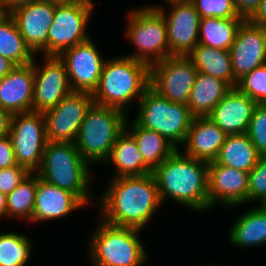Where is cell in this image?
I'll use <instances>...</instances> for the list:
<instances>
[{
	"instance_id": "obj_18",
	"label": "cell",
	"mask_w": 266,
	"mask_h": 266,
	"mask_svg": "<svg viewBox=\"0 0 266 266\" xmlns=\"http://www.w3.org/2000/svg\"><path fill=\"white\" fill-rule=\"evenodd\" d=\"M56 4L38 0L10 12L27 46L35 55L47 56V36L53 23Z\"/></svg>"
},
{
	"instance_id": "obj_31",
	"label": "cell",
	"mask_w": 266,
	"mask_h": 266,
	"mask_svg": "<svg viewBox=\"0 0 266 266\" xmlns=\"http://www.w3.org/2000/svg\"><path fill=\"white\" fill-rule=\"evenodd\" d=\"M38 175L30 173L7 195V219L31 220L34 211Z\"/></svg>"
},
{
	"instance_id": "obj_35",
	"label": "cell",
	"mask_w": 266,
	"mask_h": 266,
	"mask_svg": "<svg viewBox=\"0 0 266 266\" xmlns=\"http://www.w3.org/2000/svg\"><path fill=\"white\" fill-rule=\"evenodd\" d=\"M248 137L260 156L266 155V104L255 106L247 130Z\"/></svg>"
},
{
	"instance_id": "obj_13",
	"label": "cell",
	"mask_w": 266,
	"mask_h": 266,
	"mask_svg": "<svg viewBox=\"0 0 266 266\" xmlns=\"http://www.w3.org/2000/svg\"><path fill=\"white\" fill-rule=\"evenodd\" d=\"M37 56L32 62L34 72L33 111L44 113L56 107L73 90L69 83L65 64L59 56H43L42 63L37 62Z\"/></svg>"
},
{
	"instance_id": "obj_23",
	"label": "cell",
	"mask_w": 266,
	"mask_h": 266,
	"mask_svg": "<svg viewBox=\"0 0 266 266\" xmlns=\"http://www.w3.org/2000/svg\"><path fill=\"white\" fill-rule=\"evenodd\" d=\"M228 240L238 249L266 245V212L256 205L239 214L230 227Z\"/></svg>"
},
{
	"instance_id": "obj_27",
	"label": "cell",
	"mask_w": 266,
	"mask_h": 266,
	"mask_svg": "<svg viewBox=\"0 0 266 266\" xmlns=\"http://www.w3.org/2000/svg\"><path fill=\"white\" fill-rule=\"evenodd\" d=\"M187 56L193 61L197 72L224 80L231 88H235L237 81L228 50L198 44Z\"/></svg>"
},
{
	"instance_id": "obj_48",
	"label": "cell",
	"mask_w": 266,
	"mask_h": 266,
	"mask_svg": "<svg viewBox=\"0 0 266 266\" xmlns=\"http://www.w3.org/2000/svg\"><path fill=\"white\" fill-rule=\"evenodd\" d=\"M263 211L266 212V197L261 201V202H258L257 204Z\"/></svg>"
},
{
	"instance_id": "obj_29",
	"label": "cell",
	"mask_w": 266,
	"mask_h": 266,
	"mask_svg": "<svg viewBox=\"0 0 266 266\" xmlns=\"http://www.w3.org/2000/svg\"><path fill=\"white\" fill-rule=\"evenodd\" d=\"M243 21L242 18H201L199 44L229 51Z\"/></svg>"
},
{
	"instance_id": "obj_9",
	"label": "cell",
	"mask_w": 266,
	"mask_h": 266,
	"mask_svg": "<svg viewBox=\"0 0 266 266\" xmlns=\"http://www.w3.org/2000/svg\"><path fill=\"white\" fill-rule=\"evenodd\" d=\"M92 1L56 4L54 20L47 36V56H59L65 50L91 38L86 30L95 8Z\"/></svg>"
},
{
	"instance_id": "obj_16",
	"label": "cell",
	"mask_w": 266,
	"mask_h": 266,
	"mask_svg": "<svg viewBox=\"0 0 266 266\" xmlns=\"http://www.w3.org/2000/svg\"><path fill=\"white\" fill-rule=\"evenodd\" d=\"M249 173L216 163H208L209 210L227 209L248 203Z\"/></svg>"
},
{
	"instance_id": "obj_24",
	"label": "cell",
	"mask_w": 266,
	"mask_h": 266,
	"mask_svg": "<svg viewBox=\"0 0 266 266\" xmlns=\"http://www.w3.org/2000/svg\"><path fill=\"white\" fill-rule=\"evenodd\" d=\"M106 163L114 165L111 178L143 176L151 173L144 165L143 155L133 136L124 129L117 137Z\"/></svg>"
},
{
	"instance_id": "obj_33",
	"label": "cell",
	"mask_w": 266,
	"mask_h": 266,
	"mask_svg": "<svg viewBox=\"0 0 266 266\" xmlns=\"http://www.w3.org/2000/svg\"><path fill=\"white\" fill-rule=\"evenodd\" d=\"M235 88L258 104H266V64L254 68L239 79Z\"/></svg>"
},
{
	"instance_id": "obj_1",
	"label": "cell",
	"mask_w": 266,
	"mask_h": 266,
	"mask_svg": "<svg viewBox=\"0 0 266 266\" xmlns=\"http://www.w3.org/2000/svg\"><path fill=\"white\" fill-rule=\"evenodd\" d=\"M106 187L95 201L99 218L111 225L142 230L162 205L152 172L112 178Z\"/></svg>"
},
{
	"instance_id": "obj_8",
	"label": "cell",
	"mask_w": 266,
	"mask_h": 266,
	"mask_svg": "<svg viewBox=\"0 0 266 266\" xmlns=\"http://www.w3.org/2000/svg\"><path fill=\"white\" fill-rule=\"evenodd\" d=\"M129 11L125 35L136 51L124 56L149 66L170 57L166 22L162 13L146 5Z\"/></svg>"
},
{
	"instance_id": "obj_41",
	"label": "cell",
	"mask_w": 266,
	"mask_h": 266,
	"mask_svg": "<svg viewBox=\"0 0 266 266\" xmlns=\"http://www.w3.org/2000/svg\"><path fill=\"white\" fill-rule=\"evenodd\" d=\"M250 23L266 27V0H261L257 10L248 19Z\"/></svg>"
},
{
	"instance_id": "obj_19",
	"label": "cell",
	"mask_w": 266,
	"mask_h": 266,
	"mask_svg": "<svg viewBox=\"0 0 266 266\" xmlns=\"http://www.w3.org/2000/svg\"><path fill=\"white\" fill-rule=\"evenodd\" d=\"M85 206L74 193L52 185L38 176L34 211L29 223L61 219Z\"/></svg>"
},
{
	"instance_id": "obj_22",
	"label": "cell",
	"mask_w": 266,
	"mask_h": 266,
	"mask_svg": "<svg viewBox=\"0 0 266 266\" xmlns=\"http://www.w3.org/2000/svg\"><path fill=\"white\" fill-rule=\"evenodd\" d=\"M227 134L209 117H193L184 143L186 156L205 162L214 161Z\"/></svg>"
},
{
	"instance_id": "obj_43",
	"label": "cell",
	"mask_w": 266,
	"mask_h": 266,
	"mask_svg": "<svg viewBox=\"0 0 266 266\" xmlns=\"http://www.w3.org/2000/svg\"><path fill=\"white\" fill-rule=\"evenodd\" d=\"M35 1H38V0H7L5 2V6L8 12L10 13L11 11H13L14 9L20 6L30 4L31 2H35Z\"/></svg>"
},
{
	"instance_id": "obj_45",
	"label": "cell",
	"mask_w": 266,
	"mask_h": 266,
	"mask_svg": "<svg viewBox=\"0 0 266 266\" xmlns=\"http://www.w3.org/2000/svg\"><path fill=\"white\" fill-rule=\"evenodd\" d=\"M10 13L6 9L5 3L0 2V22L5 19Z\"/></svg>"
},
{
	"instance_id": "obj_32",
	"label": "cell",
	"mask_w": 266,
	"mask_h": 266,
	"mask_svg": "<svg viewBox=\"0 0 266 266\" xmlns=\"http://www.w3.org/2000/svg\"><path fill=\"white\" fill-rule=\"evenodd\" d=\"M32 248V240L25 234L0 233V266H26Z\"/></svg>"
},
{
	"instance_id": "obj_38",
	"label": "cell",
	"mask_w": 266,
	"mask_h": 266,
	"mask_svg": "<svg viewBox=\"0 0 266 266\" xmlns=\"http://www.w3.org/2000/svg\"><path fill=\"white\" fill-rule=\"evenodd\" d=\"M18 165L10 136L0 138V169Z\"/></svg>"
},
{
	"instance_id": "obj_26",
	"label": "cell",
	"mask_w": 266,
	"mask_h": 266,
	"mask_svg": "<svg viewBox=\"0 0 266 266\" xmlns=\"http://www.w3.org/2000/svg\"><path fill=\"white\" fill-rule=\"evenodd\" d=\"M129 116L126 120L125 129L135 139L140 153L143 155L144 165L152 172L165 159H167L176 148L170 144L158 132L146 129L138 125Z\"/></svg>"
},
{
	"instance_id": "obj_15",
	"label": "cell",
	"mask_w": 266,
	"mask_h": 266,
	"mask_svg": "<svg viewBox=\"0 0 266 266\" xmlns=\"http://www.w3.org/2000/svg\"><path fill=\"white\" fill-rule=\"evenodd\" d=\"M162 13L166 22L167 41L171 56H187L199 44L201 17L192 2L169 6L147 5Z\"/></svg>"
},
{
	"instance_id": "obj_47",
	"label": "cell",
	"mask_w": 266,
	"mask_h": 266,
	"mask_svg": "<svg viewBox=\"0 0 266 266\" xmlns=\"http://www.w3.org/2000/svg\"><path fill=\"white\" fill-rule=\"evenodd\" d=\"M45 1H49L50 3L54 4H64V3H72L79 0H45Z\"/></svg>"
},
{
	"instance_id": "obj_42",
	"label": "cell",
	"mask_w": 266,
	"mask_h": 266,
	"mask_svg": "<svg viewBox=\"0 0 266 266\" xmlns=\"http://www.w3.org/2000/svg\"><path fill=\"white\" fill-rule=\"evenodd\" d=\"M16 66L14 62L0 55V79L10 73Z\"/></svg>"
},
{
	"instance_id": "obj_34",
	"label": "cell",
	"mask_w": 266,
	"mask_h": 266,
	"mask_svg": "<svg viewBox=\"0 0 266 266\" xmlns=\"http://www.w3.org/2000/svg\"><path fill=\"white\" fill-rule=\"evenodd\" d=\"M201 18H241L236 12L234 0H192Z\"/></svg>"
},
{
	"instance_id": "obj_3",
	"label": "cell",
	"mask_w": 266,
	"mask_h": 266,
	"mask_svg": "<svg viewBox=\"0 0 266 266\" xmlns=\"http://www.w3.org/2000/svg\"><path fill=\"white\" fill-rule=\"evenodd\" d=\"M150 86V66L127 56L106 59L93 102L114 107L127 115ZM137 99V100H136Z\"/></svg>"
},
{
	"instance_id": "obj_14",
	"label": "cell",
	"mask_w": 266,
	"mask_h": 266,
	"mask_svg": "<svg viewBox=\"0 0 266 266\" xmlns=\"http://www.w3.org/2000/svg\"><path fill=\"white\" fill-rule=\"evenodd\" d=\"M59 57L65 64L71 89L93 94L106 59L92 38L65 50Z\"/></svg>"
},
{
	"instance_id": "obj_12",
	"label": "cell",
	"mask_w": 266,
	"mask_h": 266,
	"mask_svg": "<svg viewBox=\"0 0 266 266\" xmlns=\"http://www.w3.org/2000/svg\"><path fill=\"white\" fill-rule=\"evenodd\" d=\"M91 93L72 91L44 112L47 141L75 142L86 112L93 104Z\"/></svg>"
},
{
	"instance_id": "obj_21",
	"label": "cell",
	"mask_w": 266,
	"mask_h": 266,
	"mask_svg": "<svg viewBox=\"0 0 266 266\" xmlns=\"http://www.w3.org/2000/svg\"><path fill=\"white\" fill-rule=\"evenodd\" d=\"M33 64L16 66L0 79V108L12 114L33 111Z\"/></svg>"
},
{
	"instance_id": "obj_2",
	"label": "cell",
	"mask_w": 266,
	"mask_h": 266,
	"mask_svg": "<svg viewBox=\"0 0 266 266\" xmlns=\"http://www.w3.org/2000/svg\"><path fill=\"white\" fill-rule=\"evenodd\" d=\"M176 149L152 173L163 204L168 198L194 212L209 211L208 162Z\"/></svg>"
},
{
	"instance_id": "obj_6",
	"label": "cell",
	"mask_w": 266,
	"mask_h": 266,
	"mask_svg": "<svg viewBox=\"0 0 266 266\" xmlns=\"http://www.w3.org/2000/svg\"><path fill=\"white\" fill-rule=\"evenodd\" d=\"M127 117L120 109L93 103L74 142L82 158L90 165L105 163L118 135L125 129Z\"/></svg>"
},
{
	"instance_id": "obj_4",
	"label": "cell",
	"mask_w": 266,
	"mask_h": 266,
	"mask_svg": "<svg viewBox=\"0 0 266 266\" xmlns=\"http://www.w3.org/2000/svg\"><path fill=\"white\" fill-rule=\"evenodd\" d=\"M90 168L74 142L47 141L36 174L44 181L74 193L87 207L96 198L90 190Z\"/></svg>"
},
{
	"instance_id": "obj_7",
	"label": "cell",
	"mask_w": 266,
	"mask_h": 266,
	"mask_svg": "<svg viewBox=\"0 0 266 266\" xmlns=\"http://www.w3.org/2000/svg\"><path fill=\"white\" fill-rule=\"evenodd\" d=\"M137 106L138 125L158 132L176 149L183 147L193 119L187 105L172 103L149 86Z\"/></svg>"
},
{
	"instance_id": "obj_25",
	"label": "cell",
	"mask_w": 266,
	"mask_h": 266,
	"mask_svg": "<svg viewBox=\"0 0 266 266\" xmlns=\"http://www.w3.org/2000/svg\"><path fill=\"white\" fill-rule=\"evenodd\" d=\"M231 89L224 80L197 72L187 103L191 115L193 117L208 116Z\"/></svg>"
},
{
	"instance_id": "obj_40",
	"label": "cell",
	"mask_w": 266,
	"mask_h": 266,
	"mask_svg": "<svg viewBox=\"0 0 266 266\" xmlns=\"http://www.w3.org/2000/svg\"><path fill=\"white\" fill-rule=\"evenodd\" d=\"M13 114L5 109L0 108V138L9 135Z\"/></svg>"
},
{
	"instance_id": "obj_11",
	"label": "cell",
	"mask_w": 266,
	"mask_h": 266,
	"mask_svg": "<svg viewBox=\"0 0 266 266\" xmlns=\"http://www.w3.org/2000/svg\"><path fill=\"white\" fill-rule=\"evenodd\" d=\"M196 75L188 56H171L150 66V86L170 102L187 105Z\"/></svg>"
},
{
	"instance_id": "obj_36",
	"label": "cell",
	"mask_w": 266,
	"mask_h": 266,
	"mask_svg": "<svg viewBox=\"0 0 266 266\" xmlns=\"http://www.w3.org/2000/svg\"><path fill=\"white\" fill-rule=\"evenodd\" d=\"M266 197V155L259 157L249 172L248 203L261 202Z\"/></svg>"
},
{
	"instance_id": "obj_30",
	"label": "cell",
	"mask_w": 266,
	"mask_h": 266,
	"mask_svg": "<svg viewBox=\"0 0 266 266\" xmlns=\"http://www.w3.org/2000/svg\"><path fill=\"white\" fill-rule=\"evenodd\" d=\"M0 55L17 66L32 63L36 56L27 46L10 14L0 22Z\"/></svg>"
},
{
	"instance_id": "obj_5",
	"label": "cell",
	"mask_w": 266,
	"mask_h": 266,
	"mask_svg": "<svg viewBox=\"0 0 266 266\" xmlns=\"http://www.w3.org/2000/svg\"><path fill=\"white\" fill-rule=\"evenodd\" d=\"M87 241L91 266H142L148 251L140 239L143 230L115 226L99 218ZM146 248V249H145Z\"/></svg>"
},
{
	"instance_id": "obj_39",
	"label": "cell",
	"mask_w": 266,
	"mask_h": 266,
	"mask_svg": "<svg viewBox=\"0 0 266 266\" xmlns=\"http://www.w3.org/2000/svg\"><path fill=\"white\" fill-rule=\"evenodd\" d=\"M261 0H234L236 12L239 17L248 20L257 10Z\"/></svg>"
},
{
	"instance_id": "obj_10",
	"label": "cell",
	"mask_w": 266,
	"mask_h": 266,
	"mask_svg": "<svg viewBox=\"0 0 266 266\" xmlns=\"http://www.w3.org/2000/svg\"><path fill=\"white\" fill-rule=\"evenodd\" d=\"M9 136L17 164L36 173L41 167L47 143L44 113L13 114Z\"/></svg>"
},
{
	"instance_id": "obj_44",
	"label": "cell",
	"mask_w": 266,
	"mask_h": 266,
	"mask_svg": "<svg viewBox=\"0 0 266 266\" xmlns=\"http://www.w3.org/2000/svg\"><path fill=\"white\" fill-rule=\"evenodd\" d=\"M7 218V195L0 192V219Z\"/></svg>"
},
{
	"instance_id": "obj_20",
	"label": "cell",
	"mask_w": 266,
	"mask_h": 266,
	"mask_svg": "<svg viewBox=\"0 0 266 266\" xmlns=\"http://www.w3.org/2000/svg\"><path fill=\"white\" fill-rule=\"evenodd\" d=\"M257 104L246 94L232 88L207 117L227 135L247 133Z\"/></svg>"
},
{
	"instance_id": "obj_28",
	"label": "cell",
	"mask_w": 266,
	"mask_h": 266,
	"mask_svg": "<svg viewBox=\"0 0 266 266\" xmlns=\"http://www.w3.org/2000/svg\"><path fill=\"white\" fill-rule=\"evenodd\" d=\"M260 155L246 133L227 135L216 163L249 173L257 164Z\"/></svg>"
},
{
	"instance_id": "obj_46",
	"label": "cell",
	"mask_w": 266,
	"mask_h": 266,
	"mask_svg": "<svg viewBox=\"0 0 266 266\" xmlns=\"http://www.w3.org/2000/svg\"><path fill=\"white\" fill-rule=\"evenodd\" d=\"M167 6L175 5V4H182V3H189L192 0H165Z\"/></svg>"
},
{
	"instance_id": "obj_17",
	"label": "cell",
	"mask_w": 266,
	"mask_h": 266,
	"mask_svg": "<svg viewBox=\"0 0 266 266\" xmlns=\"http://www.w3.org/2000/svg\"><path fill=\"white\" fill-rule=\"evenodd\" d=\"M229 52L236 81L266 64V27L244 20Z\"/></svg>"
},
{
	"instance_id": "obj_37",
	"label": "cell",
	"mask_w": 266,
	"mask_h": 266,
	"mask_svg": "<svg viewBox=\"0 0 266 266\" xmlns=\"http://www.w3.org/2000/svg\"><path fill=\"white\" fill-rule=\"evenodd\" d=\"M30 172L19 165H15L11 168L0 169V192L8 195L11 193Z\"/></svg>"
}]
</instances>
